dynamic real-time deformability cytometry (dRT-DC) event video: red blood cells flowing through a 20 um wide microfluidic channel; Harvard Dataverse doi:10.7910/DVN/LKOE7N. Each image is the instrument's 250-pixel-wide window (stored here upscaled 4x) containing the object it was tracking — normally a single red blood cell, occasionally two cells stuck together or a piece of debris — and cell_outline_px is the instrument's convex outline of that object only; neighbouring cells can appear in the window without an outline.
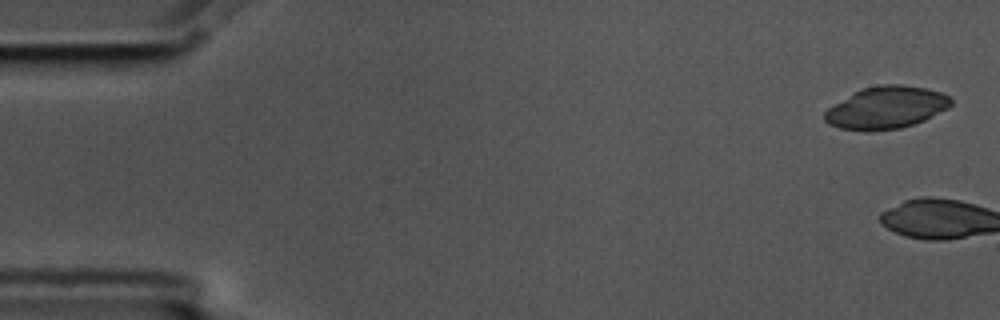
{"species": "common noctule bat (a hibernating species)", "species_latin": "Nyctalus noctula", "temperature_condition": "cold", "stored_images_in_passage": 5, "camera_frame_rate_fps": 3000, "um_per_image_px": 0.085, "animal": {"sex": "male", "body_mass_g": 17.5, "forearm_length_mm": 52.3}, "frame": {"image": 1, "passage_image": 1, "time_ms": 0.0, "image_size_px": [1000, 320], "cell_outline_px": [[952, 104], [948, 108], [924, 120], [900, 128], [868, 132], [864, 132], [840, 128], [828, 124], [824, 120], [824, 112], [828, 108], [856, 92], [864, 88], [880, 84], [900, 84], [924, 88], [940, 92], [948, 96], [952, 100]], "centroid_in_image_um": [75.32, 9.16], "position_along_channel_um": 9.7, "area_um2": 30.92}}